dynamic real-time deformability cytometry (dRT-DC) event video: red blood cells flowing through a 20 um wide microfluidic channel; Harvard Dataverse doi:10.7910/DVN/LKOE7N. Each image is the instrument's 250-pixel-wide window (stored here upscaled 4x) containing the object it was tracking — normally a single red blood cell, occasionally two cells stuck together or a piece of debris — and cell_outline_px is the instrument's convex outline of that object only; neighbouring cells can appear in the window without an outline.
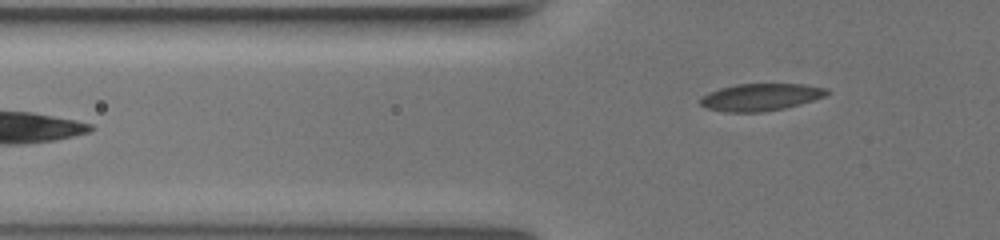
{"species": "common noctule bat (a hibernating species)", "species_latin": "Nyctalus noctula", "temperature_condition": "warm", "stored_images_in_passage": 12, "segment_of_instrument_passage": [2, 2], "camera_frame_rate_fps": 3000, "um_per_image_px": 0.085, "animal": {"sex": "female", "body_mass_g": 19.5, "forearm_length_mm": 54.1}, "frame": {"image": 1, "passage_image": 12, "time_ms": 10.333, "image_size_px": [1000, 240], "cell_outline_px": [[828, 92], [824, 96], [800, 104], [784, 108], [760, 112], [724, 112], [708, 108], [700, 104], [700, 100], [708, 92], [720, 88], [736, 84], [804, 84], [828, 88]], "centroid_in_image_um": [64.65, 8.25], "position_along_channel_um": 61.2, "area_um2": 19.88}}